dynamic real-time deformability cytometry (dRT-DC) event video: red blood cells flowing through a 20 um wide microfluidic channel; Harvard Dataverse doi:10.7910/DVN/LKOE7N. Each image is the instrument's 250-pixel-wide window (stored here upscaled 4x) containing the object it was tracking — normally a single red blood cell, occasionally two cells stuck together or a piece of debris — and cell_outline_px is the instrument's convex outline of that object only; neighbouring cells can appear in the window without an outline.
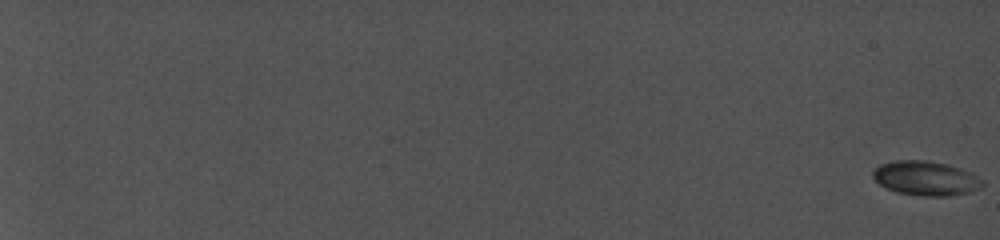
{"species": "common noctule bat (a hibernating species)", "species_latin": "Nyctalus noctula", "temperature_condition": "cold", "stored_images_in_passage": 59, "camera_frame_rate_fps": 5000, "um_per_image_px": 0.085, "animal": {"sex": "female", "body_mass_g": 19.0, "forearm_length_mm": 56.7}, "frame": {"image": 1, "passage_image": 1, "time_ms": 0.0, "image_size_px": [1000, 240], "cell_outline_px": [[984, 184], [980, 188], [968, 192], [948, 196], [920, 196], [896, 192], [880, 184], [872, 176], [872, 172], [880, 164], [896, 160], [924, 160], [948, 164], [972, 172], [984, 180]], "centroid_in_image_um": [78.72, 15.15], "position_along_channel_um": 6.3, "area_um2": 22.02}}
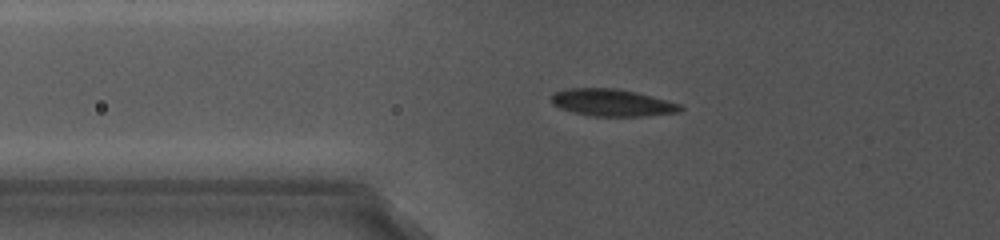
{"frame": {"image": 2, "passage_image": 32, "time_ms": 9.6, "image_size_px": [1000, 240], "cell_outline_px": [[684, 108], [680, 112], [648, 116], [592, 116], [560, 108], [552, 104], [552, 92], [568, 88], [616, 88], [636, 92], [668, 100], [680, 104]], "centroid_in_image_um": [52.06, 8.72], "position_along_channel_um": 73.7, "area_um2": 20.46}}
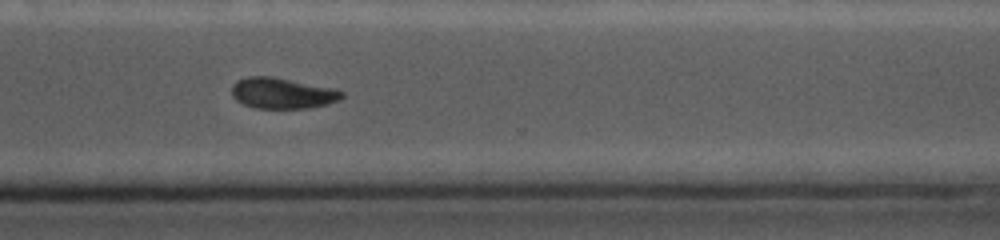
{"frame": {"image": 3, "passage_image": 53, "time_ms": 17.0, "image_size_px": [1000, 240], "cell_outline_px": [[344, 96], [340, 100], [328, 104], [308, 108], [256, 108], [244, 104], [236, 100], [232, 96], [232, 84], [236, 80], [248, 76], [272, 76], [336, 88], [344, 92]], "centroid_in_image_um": [24.02, 7.91], "position_along_channel_um": 346.6, "area_um2": 20.06}}